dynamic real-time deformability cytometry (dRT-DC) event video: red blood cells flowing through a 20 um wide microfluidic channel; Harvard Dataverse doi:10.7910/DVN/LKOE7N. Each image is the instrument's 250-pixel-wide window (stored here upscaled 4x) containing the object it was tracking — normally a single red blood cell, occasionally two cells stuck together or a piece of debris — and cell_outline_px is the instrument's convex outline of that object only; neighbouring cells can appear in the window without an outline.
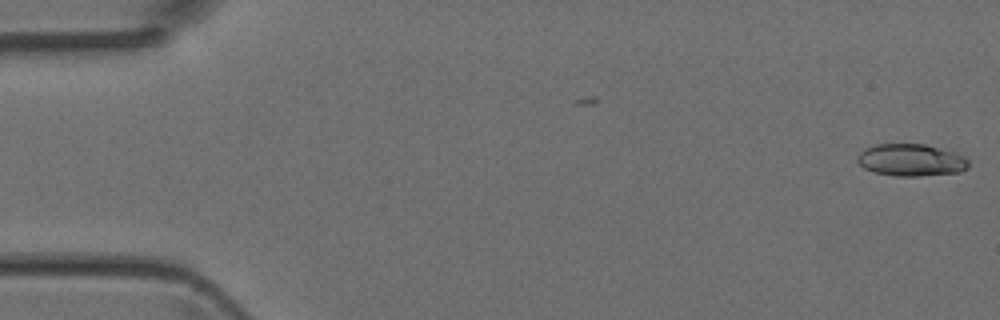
{"species": "Egyptian fruit bat (a non-hibernating species)", "species_latin": "Rousettus aegyptiacus", "temperature_condition": "room temperature", "stored_images_in_passage": 2, "camera_frame_rate_fps": 3000, "um_per_image_px": 0.085, "animal": {"sex": "female"}, "frame": {"image": 1, "passage_image": 2, "time_ms": 0.333, "image_size_px": [1000, 320], "cell_outline_px": [[968, 168], [960, 172], [920, 176], [896, 176], [872, 172], [864, 168], [856, 160], [856, 156], [864, 148], [876, 144], [924, 144], [956, 152], [964, 156], [968, 160]], "centroid_in_image_um": [77.42, 13.6], "position_along_channel_um": 7.6, "area_um2": 21.04}}